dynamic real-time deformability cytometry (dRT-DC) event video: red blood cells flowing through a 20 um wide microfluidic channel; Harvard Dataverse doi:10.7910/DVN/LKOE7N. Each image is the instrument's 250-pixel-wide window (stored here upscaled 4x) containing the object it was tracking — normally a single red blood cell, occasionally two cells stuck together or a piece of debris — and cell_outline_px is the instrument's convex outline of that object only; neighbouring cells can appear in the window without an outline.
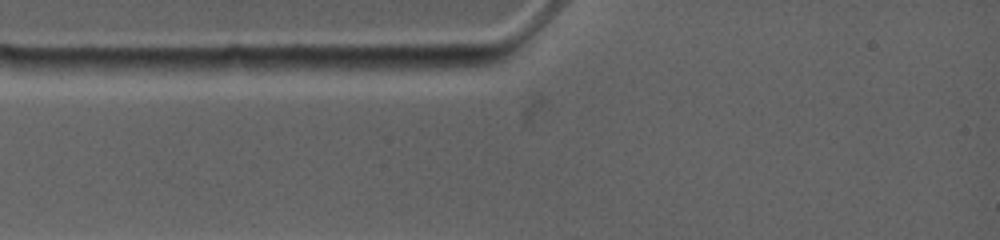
{"species": "common noctule bat (a hibernating species)", "species_latin": "Nyctalus noctula", "temperature_condition": "warm", "stored_images_in_passage": 2, "camera_frame_rate_fps": 4500, "um_per_image_px": 0.085, "animal": {"sex": "female", "body_mass_g": 19.0, "forearm_length_mm": 53.3}, "frame": {"image": 1, "passage_image": 1, "time_ms": 0.0, "image_size_px": [1000, 240], "cell_outline_px": [[256, 68], [232, 72], [136, 68], [128, 60], [228, 56], [240, 56]], "centroid_in_image_um": [16.69, 5.43], "position_along_channel_um": 68.3, "area_um2": 10.46}}